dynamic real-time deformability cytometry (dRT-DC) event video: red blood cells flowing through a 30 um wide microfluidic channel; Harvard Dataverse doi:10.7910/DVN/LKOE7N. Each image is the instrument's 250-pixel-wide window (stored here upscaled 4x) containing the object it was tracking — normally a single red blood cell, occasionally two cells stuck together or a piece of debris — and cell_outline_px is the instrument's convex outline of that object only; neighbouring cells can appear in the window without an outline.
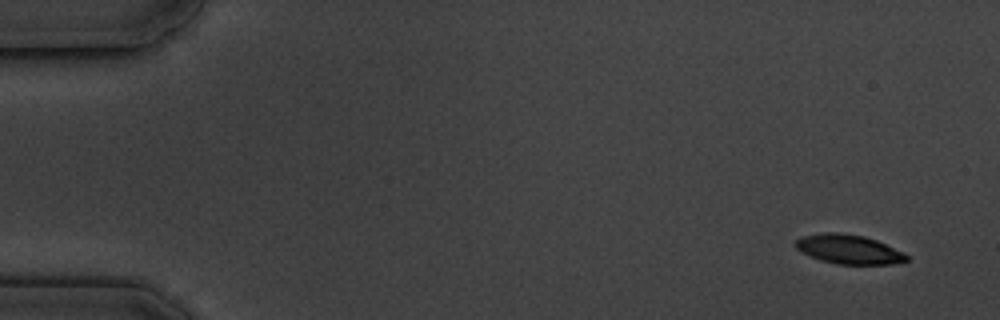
{"species": "common noctule bat (a hibernating species)", "species_latin": "Nyctalus noctula", "temperature_condition": "cold", "stored_images_in_passage": 11, "camera_frame_rate_fps": 3000, "um_per_image_px": 0.085, "animal": {"sex": "male", "body_mass_g": 19.5, "forearm_length_mm": 54.6}, "frame": {"image": 1, "passage_image": 1, "time_ms": 0.0, "image_size_px": [1000, 320], "cell_outline_px": [[908, 260], [892, 264], [836, 264], [820, 260], [796, 248], [796, 240], [800, 236], [824, 232], [840, 232], [864, 236], [876, 240], [904, 252], [908, 256]], "centroid_in_image_um": [72.15, 21.18], "position_along_channel_um": 12.8, "area_um2": 18.84}}
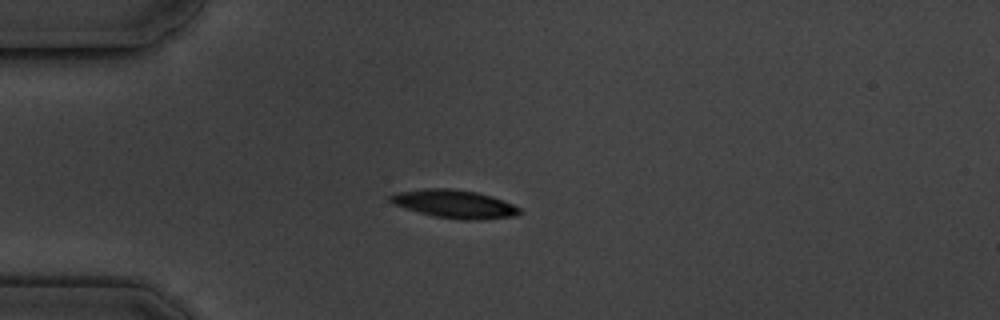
{"frame": {"image": 2, "passage_image": 4, "time_ms": 4.0, "image_size_px": [1000, 320], "cell_outline_px": [[520, 212], [516, 216], [480, 220], [460, 220], [432, 216], [404, 208], [392, 204], [388, 200], [388, 196], [396, 192], [424, 188], [452, 188], [476, 192], [492, 196], [504, 200], [520, 208]], "centroid_in_image_um": [38.59, 17.34], "position_along_channel_um": 46.4, "area_um2": 21.56}}